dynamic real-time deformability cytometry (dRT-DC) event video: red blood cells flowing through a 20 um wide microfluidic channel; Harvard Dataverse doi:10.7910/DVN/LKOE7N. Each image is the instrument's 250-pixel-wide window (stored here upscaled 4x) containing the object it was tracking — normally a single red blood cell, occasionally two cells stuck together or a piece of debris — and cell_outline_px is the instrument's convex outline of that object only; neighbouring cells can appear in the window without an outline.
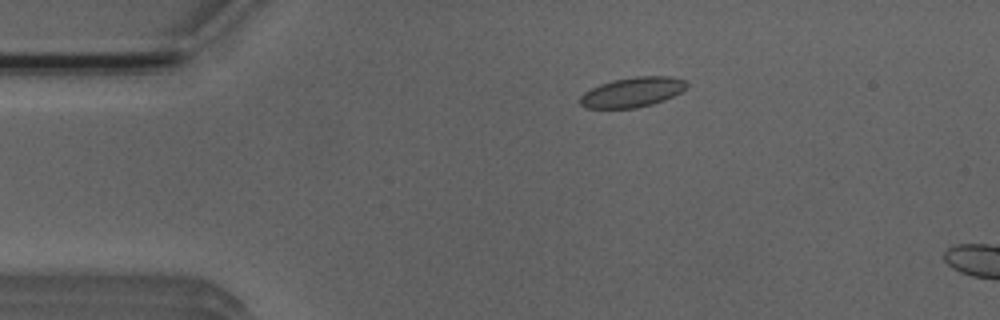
{"species": "Egyptian fruit bat (a non-hibernating species)", "species_latin": "Rousettus aegyptiacus", "temperature_condition": "room temperature", "stored_images_in_passage": 11, "camera_frame_rate_fps": 3000, "um_per_image_px": 0.085, "animal": {"sex": "male"}, "frame": {"image": 1, "passage_image": 5, "time_ms": 1.333, "image_size_px": [1000, 320], "cell_outline_px": [[688, 84], [680, 92], [664, 100], [652, 104], [636, 108], [584, 108], [580, 104], [580, 96], [584, 92], [600, 84], [612, 80], [636, 76], [672, 76], [684, 80]], "centroid_in_image_um": [53.73, 7.83], "position_along_channel_um": 31.3, "area_um2": 18.5}}